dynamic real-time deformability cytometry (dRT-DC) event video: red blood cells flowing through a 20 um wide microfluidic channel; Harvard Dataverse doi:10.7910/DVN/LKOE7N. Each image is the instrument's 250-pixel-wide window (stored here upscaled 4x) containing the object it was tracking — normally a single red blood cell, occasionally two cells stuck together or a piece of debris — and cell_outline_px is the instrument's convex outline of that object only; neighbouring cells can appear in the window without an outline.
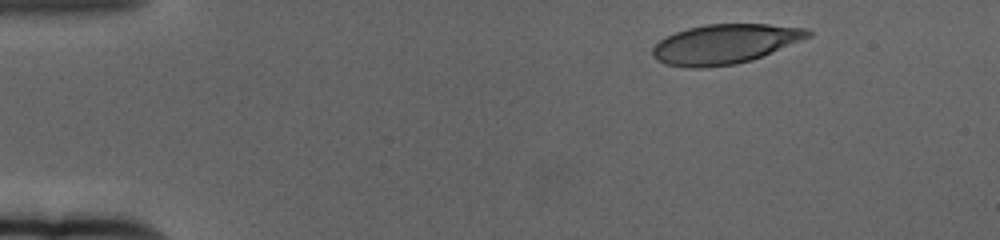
{"species": "human", "species_latin": "Homo sapiens", "temperature_condition": "cold", "stored_images_in_passage": 53, "camera_frame_rate_fps": 3000, "um_per_image_px": 0.085, "donor": {"sex": "female"}, "frame": {"image": 1, "passage_image": 1, "time_ms": 0.0, "image_size_px": [1000, 240], "cell_outline_px": [[812, 36], [752, 60], [736, 64], [704, 68], [688, 68], [664, 64], [656, 60], [652, 56], [652, 48], [660, 40], [676, 32], [688, 28], [704, 24], [768, 24], [808, 28], [812, 32]], "centroid_in_image_um": [61.61, 3.75], "position_along_channel_um": 23.4, "area_um2": 36.01}}
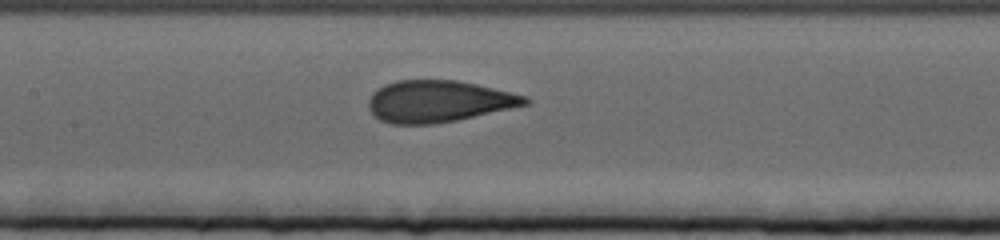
{"frame": {"image": 2, "passage_image": 22, "time_ms": 7.0, "image_size_px": [1000, 240], "cell_outline_px": [[532, 104], [456, 120], [432, 124], [388, 124], [380, 120], [368, 108], [368, 100], [372, 92], [384, 84], [396, 80], [456, 80], [476, 84], [528, 96], [532, 100]], "centroid_in_image_um": [37.29, 8.61], "position_along_channel_um": 170.1, "area_um2": 38.32}}
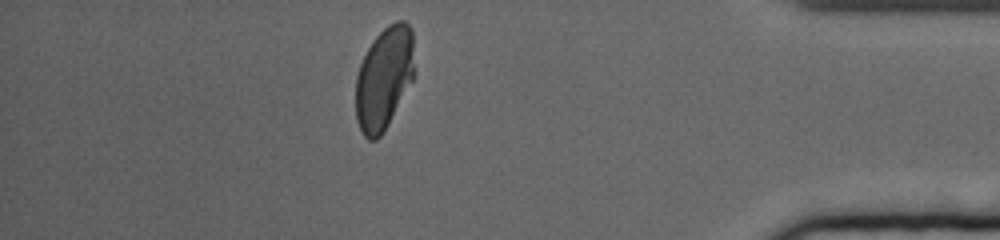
{"frame": {"image": 3, "passage_image": 46, "time_ms": 15.0, "image_size_px": [1000, 240], "cell_outline_px": [[412, 80], [380, 136], [376, 140], [368, 140], [364, 136], [356, 120], [356, 76], [360, 64], [372, 40], [388, 24], [396, 20], [404, 20], [408, 24], [412, 32]], "centroid_in_image_um": [32.6, 6.62], "position_along_channel_um": 402.6, "area_um2": 34.33}, "authors_computed_cell_mechanics": {"area_um2": 37.9168, "velocity_mm_per_s": 3.3573, "shape_relaxation_time_tau1_ms": 3.9138, "shape_relaxation_time_tau2_ms": null, "deformation_change_tau1": 0.1593, "deformation_change_tau2": null}}